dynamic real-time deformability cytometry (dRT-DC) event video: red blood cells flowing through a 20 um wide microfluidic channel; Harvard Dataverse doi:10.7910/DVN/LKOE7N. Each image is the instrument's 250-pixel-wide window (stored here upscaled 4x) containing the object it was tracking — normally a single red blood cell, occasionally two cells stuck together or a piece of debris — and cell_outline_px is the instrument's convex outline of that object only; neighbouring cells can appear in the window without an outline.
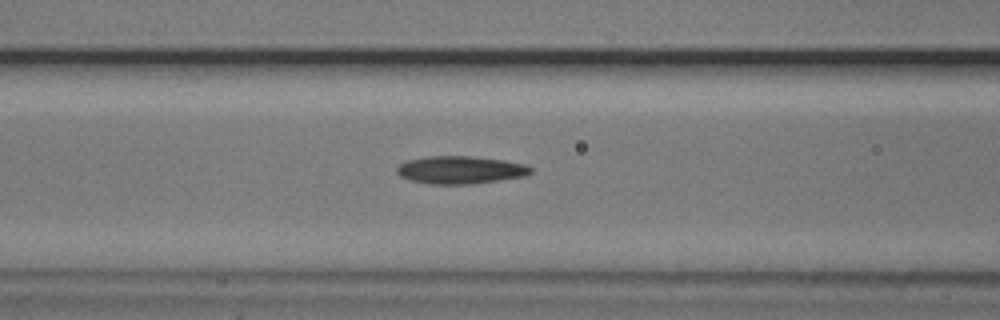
{"species": "common noctule bat (a hibernating species)", "species_latin": "Nyctalus noctula", "temperature_condition": "cold", "stored_images_in_passage": 37, "camera_frame_rate_fps": 3000, "um_per_image_px": 0.085, "animal": {"sex": "male", "body_mass_g": 20.5, "forearm_length_mm": 52.5}, "frame": {"image": 1, "passage_image": 6, "time_ms": 1.667, "image_size_px": [1000, 320], "cell_outline_px": [[532, 172], [524, 176], [468, 184], [432, 184], [408, 180], [400, 176], [396, 172], [396, 168], [400, 164], [408, 160], [428, 156], [472, 156], [504, 160], [524, 164], [532, 168]], "centroid_in_image_um": [39.09, 14.44], "position_along_channel_um": 127.5, "area_um2": 21.5}}
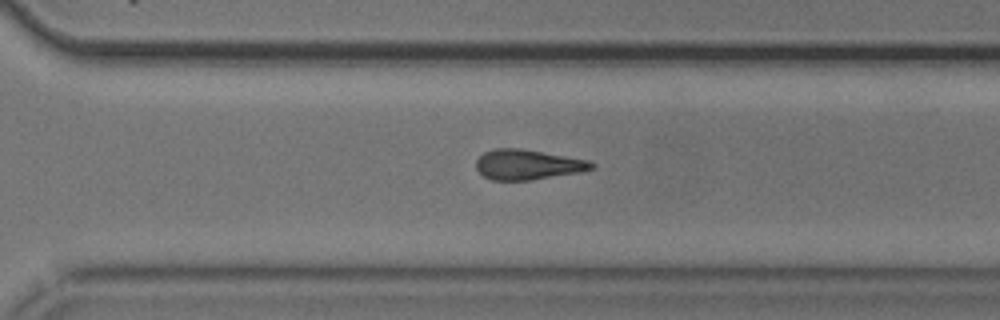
{"frame": {"image": 2, "passage_image": 22, "time_ms": 7.0, "image_size_px": [1000, 320], "cell_outline_px": [[596, 164], [592, 168], [576, 172], [532, 180], [492, 180], [484, 176], [476, 168], [476, 160], [484, 152], [496, 148], [520, 148], [588, 160]], "centroid_in_image_um": [44.8, 13.98], "position_along_channel_um": 325.8, "area_um2": 19.94}}
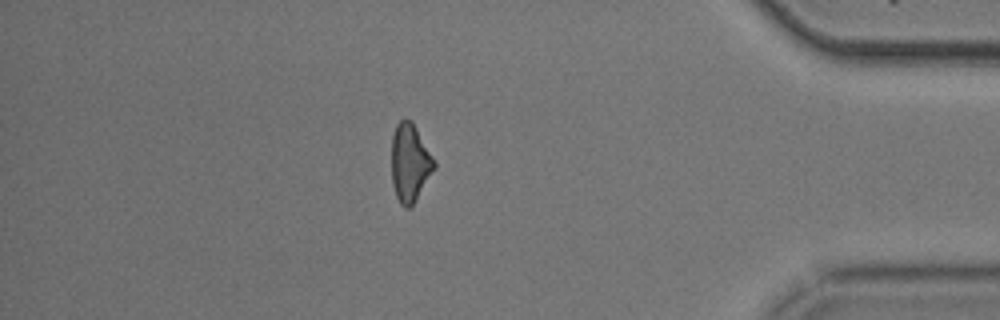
{"frame": {"image": 3, "passage_image": 31, "time_ms": 10.0, "image_size_px": [1000, 320], "cell_outline_px": [[436, 168], [412, 204], [408, 208], [404, 208], [400, 204], [396, 196], [392, 184], [392, 136], [396, 124], [404, 116], [412, 120], [432, 156], [436, 164]], "centroid_in_image_um": [34.83, 13.8], "position_along_channel_um": 400.4, "area_um2": 19.36}}